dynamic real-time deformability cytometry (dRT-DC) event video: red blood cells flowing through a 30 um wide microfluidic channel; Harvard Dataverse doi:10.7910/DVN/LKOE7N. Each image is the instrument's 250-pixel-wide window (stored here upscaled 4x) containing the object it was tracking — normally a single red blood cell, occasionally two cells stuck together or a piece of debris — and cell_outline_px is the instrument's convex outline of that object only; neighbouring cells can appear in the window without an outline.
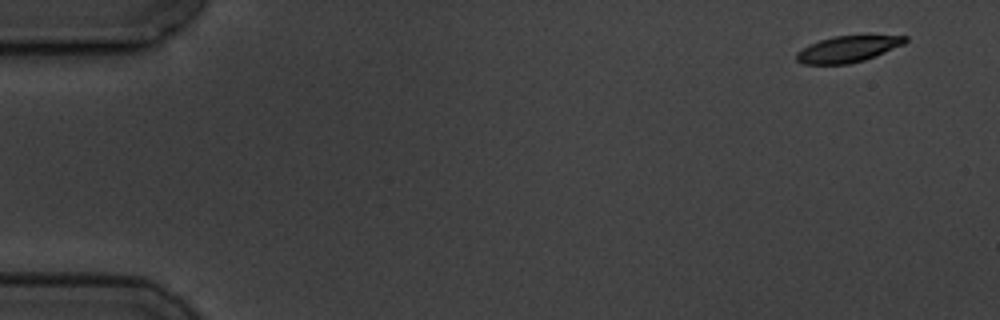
{"species": "common noctule bat (a hibernating species)", "species_latin": "Nyctalus noctula", "temperature_condition": "cold", "stored_images_in_passage": 5, "camera_frame_rate_fps": 3000, "um_per_image_px": 0.085, "animal": {"sex": "male", "body_mass_g": 19.5, "forearm_length_mm": 54.6}, "frame": {"image": 1, "passage_image": 1, "time_ms": 0.0, "image_size_px": [1000, 320], "cell_outline_px": [[908, 40], [904, 44], [876, 56], [864, 60], [848, 64], [804, 64], [796, 60], [796, 52], [820, 40], [836, 36], [908, 36]], "centroid_in_image_um": [72.08, 4.18], "position_along_channel_um": 12.9, "area_um2": 16.36}}
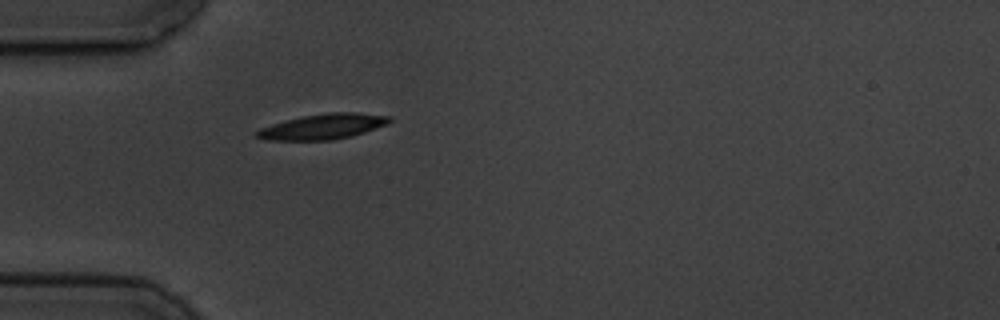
{"frame": {"image": 2, "passage_image": 5, "time_ms": 4.667, "image_size_px": [1000, 320], "cell_outline_px": [[392, 120], [388, 124], [352, 136], [332, 140], [272, 140], [256, 136], [256, 132], [260, 128], [272, 124], [304, 116], [328, 112], [356, 112], [392, 116]], "centroid_in_image_um": [27.53, 10.75], "position_along_channel_um": 57.5, "area_um2": 19.42}}